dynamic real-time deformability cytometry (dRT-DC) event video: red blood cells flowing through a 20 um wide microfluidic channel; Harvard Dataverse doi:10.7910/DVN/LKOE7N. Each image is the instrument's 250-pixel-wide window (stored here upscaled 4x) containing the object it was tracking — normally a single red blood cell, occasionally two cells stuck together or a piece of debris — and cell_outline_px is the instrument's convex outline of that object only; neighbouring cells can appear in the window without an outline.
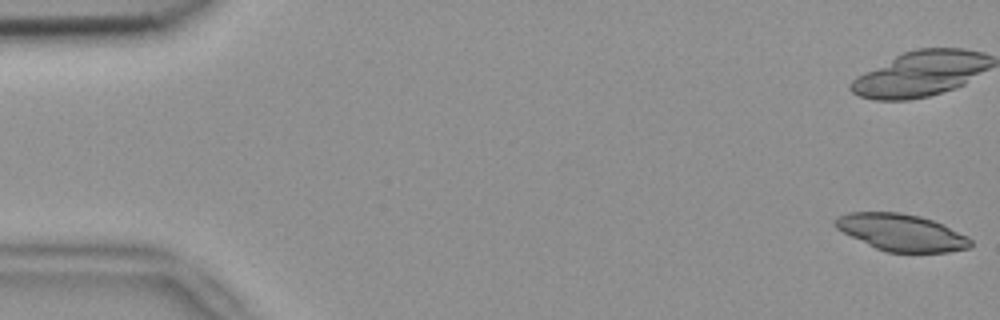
{"species": "common noctule bat (a hibernating species)", "species_latin": "Nyctalus noctula", "temperature_condition": "room temperature", "stored_images_in_passage": 19, "camera_frame_rate_fps": 3000, "um_per_image_px": 0.085, "animal": {"sex": "female", "body_mass_g": 18.4}, "frame": {"image": 1, "passage_image": 1, "time_ms": 0.0, "image_size_px": [1000, 320], "cell_outline_px": [[972, 244], [968, 248], [948, 252], [888, 252], [876, 248], [836, 228], [832, 224], [832, 220], [836, 216], [848, 212], [900, 212], [920, 216], [944, 224], [968, 236], [972, 240]], "centroid_in_image_um": [76.62, 19.74], "position_along_channel_um": 8.4, "area_um2": 29.13}}